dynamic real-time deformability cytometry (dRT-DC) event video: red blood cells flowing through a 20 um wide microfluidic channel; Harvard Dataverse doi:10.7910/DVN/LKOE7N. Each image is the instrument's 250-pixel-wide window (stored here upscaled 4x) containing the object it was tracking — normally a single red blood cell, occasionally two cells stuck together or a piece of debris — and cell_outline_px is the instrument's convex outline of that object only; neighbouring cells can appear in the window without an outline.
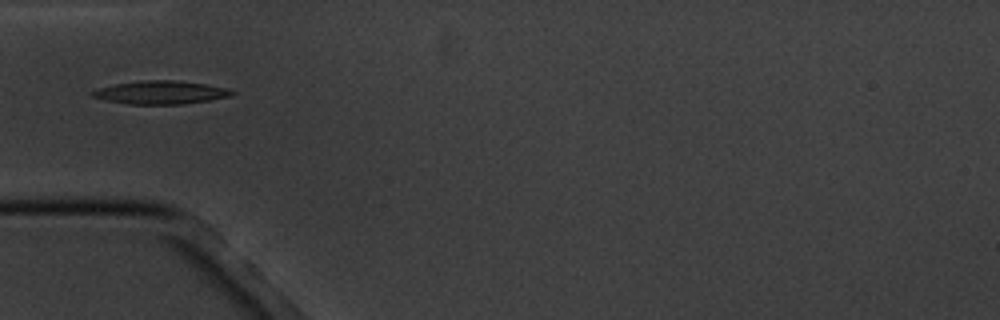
{"species": "common noctule bat (a hibernating species)", "species_latin": "Nyctalus noctula", "temperature_condition": "cold", "stored_images_in_passage": 4, "camera_frame_rate_fps": 3000, "um_per_image_px": 0.085, "animal": {"sex": "male", "body_mass_g": 20.1, "forearm_length_mm": 53.5}, "frame": {"image": 1, "passage_image": 4, "time_ms": 4.333, "image_size_px": [1000, 320], "cell_outline_px": [[236, 92], [232, 96], [184, 104], [128, 104], [104, 100], [92, 96], [88, 92], [96, 88], [116, 84], [140, 80], [176, 80], [204, 84], [224, 88]], "centroid_in_image_um": [13.59, 7.86], "position_along_channel_um": 71.4, "area_um2": 18.9}}